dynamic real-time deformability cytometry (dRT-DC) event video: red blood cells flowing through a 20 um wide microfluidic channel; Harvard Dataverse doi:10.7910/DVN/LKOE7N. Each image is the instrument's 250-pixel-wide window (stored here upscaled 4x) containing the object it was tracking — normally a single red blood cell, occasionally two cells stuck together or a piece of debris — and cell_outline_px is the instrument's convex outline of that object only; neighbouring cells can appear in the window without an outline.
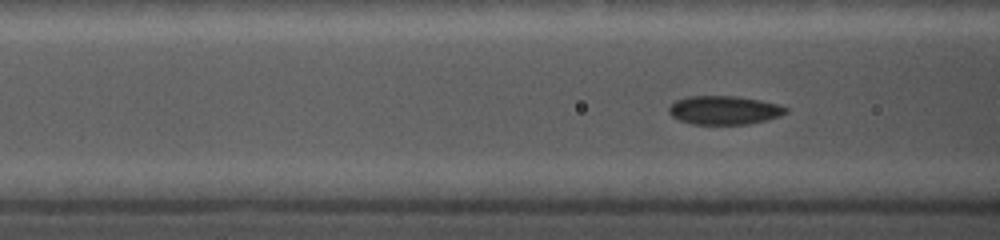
{"species": "common noctule bat (a hibernating species)", "species_latin": "Nyctalus noctula", "temperature_condition": "cold", "stored_images_in_passage": 52, "camera_frame_rate_fps": 5000, "um_per_image_px": 0.085, "animal": {"sex": "female", "body_mass_g": 19.0, "forearm_length_mm": 56.7}, "frame": {"image": 1, "passage_image": 7, "time_ms": 1.2, "image_size_px": [1000, 240], "cell_outline_px": [[788, 112], [780, 116], [768, 120], [748, 124], [692, 124], [680, 120], [672, 116], [668, 112], [668, 108], [676, 100], [688, 96], [736, 96], [760, 100], [780, 104], [788, 108]], "centroid_in_image_um": [61.59, 9.36], "position_along_channel_um": 105.0, "area_um2": 19.65}}
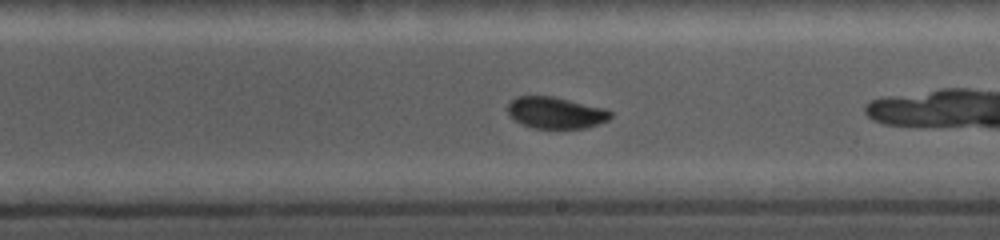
{"frame": {"image": 2, "passage_image": 26, "time_ms": 4.8, "image_size_px": [1000, 240], "cell_outline_px": [[612, 116], [608, 120], [584, 128], [532, 128], [508, 116], [508, 104], [516, 96], [552, 96], [608, 108], [612, 112]], "centroid_in_image_um": [47.26, 9.57], "position_along_channel_um": 241.7, "area_um2": 18.96}}
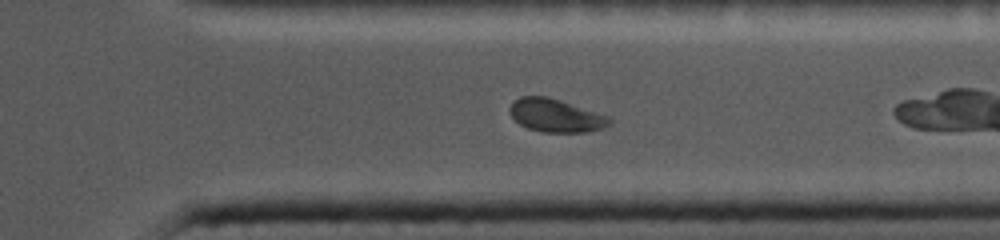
{"frame": {"image": 3, "passage_image": 44, "time_ms": 8.0, "image_size_px": [1000, 240], "cell_outline_px": [[612, 120], [604, 128], [588, 132], [544, 132], [528, 128], [520, 124], [512, 116], [508, 108], [512, 100], [520, 96], [548, 96], [608, 116]], "centroid_in_image_um": [47.21, 9.81], "position_along_channel_um": 364.2, "area_um2": 19.19}}